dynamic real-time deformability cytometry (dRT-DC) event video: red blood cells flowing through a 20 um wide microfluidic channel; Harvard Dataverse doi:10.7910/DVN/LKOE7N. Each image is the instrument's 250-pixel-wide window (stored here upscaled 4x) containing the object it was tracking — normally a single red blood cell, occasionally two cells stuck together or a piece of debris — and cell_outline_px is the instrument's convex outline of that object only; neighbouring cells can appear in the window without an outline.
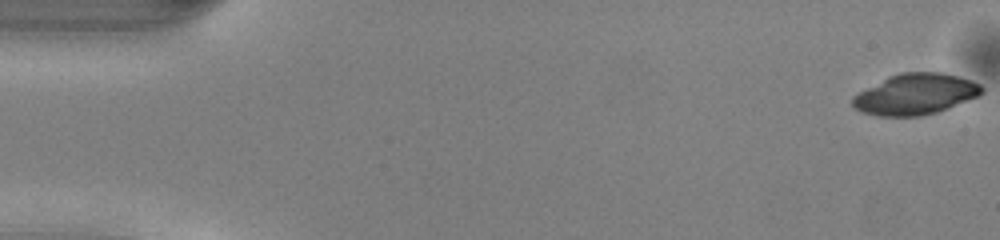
{"species": "common noctule bat (a hibernating species)", "species_latin": "Nyctalus noctula", "temperature_condition": "warm", "stored_images_in_passage": 50, "camera_frame_rate_fps": 3000, "um_per_image_px": 0.085, "animal": {"sex": "male", "body_mass_g": 13.0, "forearm_length_mm": 53.1}, "frame": {"image": 1, "passage_image": 1, "time_ms": 0.0, "image_size_px": [1000, 240], "cell_outline_px": [[984, 92], [976, 96], [948, 108], [936, 112], [920, 116], [876, 116], [860, 112], [852, 108], [852, 96], [888, 76], [900, 72], [940, 72], [960, 76], [972, 80], [980, 84], [984, 88]], "centroid_in_image_um": [77.78, 8.0], "position_along_channel_um": 7.2, "area_um2": 30.92}}